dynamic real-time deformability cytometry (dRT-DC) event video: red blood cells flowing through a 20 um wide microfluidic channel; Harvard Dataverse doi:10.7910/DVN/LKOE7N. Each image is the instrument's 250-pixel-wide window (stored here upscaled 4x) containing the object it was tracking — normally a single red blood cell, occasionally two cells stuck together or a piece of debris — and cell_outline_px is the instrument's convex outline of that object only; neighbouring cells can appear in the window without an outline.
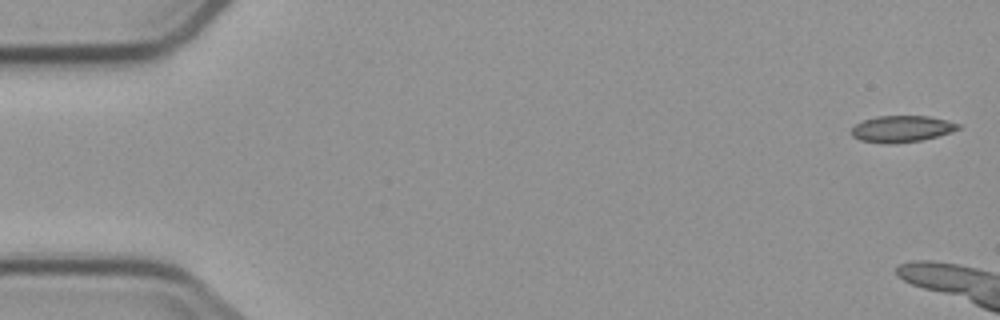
{"species": "common noctule bat (a hibernating species)", "species_latin": "Nyctalus noctula", "temperature_condition": "cold", "stored_images_in_passage": 7, "camera_frame_rate_fps": 3000, "um_per_image_px": 0.085, "animal": {"sex": "male", "body_mass_g": 23.1, "forearm_length_mm": 52.7}, "frame": {"image": 1, "passage_image": 1, "time_ms": 0.0, "image_size_px": [1000, 320], "cell_outline_px": [[960, 128], [952, 132], [920, 140], [896, 144], [884, 144], [860, 140], [852, 136], [852, 128], [856, 124], [864, 120], [876, 116], [928, 116], [960, 124]], "centroid_in_image_um": [76.62, 10.96], "position_along_channel_um": 8.4, "area_um2": 16.42}}